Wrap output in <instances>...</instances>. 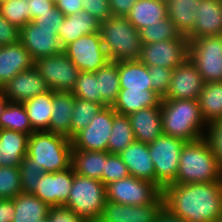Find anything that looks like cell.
<instances>
[{
    "mask_svg": "<svg viewBox=\"0 0 222 222\" xmlns=\"http://www.w3.org/2000/svg\"><path fill=\"white\" fill-rule=\"evenodd\" d=\"M162 194L164 210L185 222H216L222 215V180L169 184Z\"/></svg>",
    "mask_w": 222,
    "mask_h": 222,
    "instance_id": "cell-1",
    "label": "cell"
},
{
    "mask_svg": "<svg viewBox=\"0 0 222 222\" xmlns=\"http://www.w3.org/2000/svg\"><path fill=\"white\" fill-rule=\"evenodd\" d=\"M163 133L184 140L195 141L205 136L206 122L198 99H161Z\"/></svg>",
    "mask_w": 222,
    "mask_h": 222,
    "instance_id": "cell-2",
    "label": "cell"
},
{
    "mask_svg": "<svg viewBox=\"0 0 222 222\" xmlns=\"http://www.w3.org/2000/svg\"><path fill=\"white\" fill-rule=\"evenodd\" d=\"M220 180H222V167L205 138L185 142L174 184L217 182Z\"/></svg>",
    "mask_w": 222,
    "mask_h": 222,
    "instance_id": "cell-3",
    "label": "cell"
},
{
    "mask_svg": "<svg viewBox=\"0 0 222 222\" xmlns=\"http://www.w3.org/2000/svg\"><path fill=\"white\" fill-rule=\"evenodd\" d=\"M72 143L66 136L50 131H34L28 138L27 157L45 173L71 167Z\"/></svg>",
    "mask_w": 222,
    "mask_h": 222,
    "instance_id": "cell-4",
    "label": "cell"
},
{
    "mask_svg": "<svg viewBox=\"0 0 222 222\" xmlns=\"http://www.w3.org/2000/svg\"><path fill=\"white\" fill-rule=\"evenodd\" d=\"M99 34L110 61L138 59L142 46L140 33L127 17L111 16L102 21Z\"/></svg>",
    "mask_w": 222,
    "mask_h": 222,
    "instance_id": "cell-5",
    "label": "cell"
},
{
    "mask_svg": "<svg viewBox=\"0 0 222 222\" xmlns=\"http://www.w3.org/2000/svg\"><path fill=\"white\" fill-rule=\"evenodd\" d=\"M106 186L102 181L75 173L65 207L87 222H98L106 203Z\"/></svg>",
    "mask_w": 222,
    "mask_h": 222,
    "instance_id": "cell-6",
    "label": "cell"
},
{
    "mask_svg": "<svg viewBox=\"0 0 222 222\" xmlns=\"http://www.w3.org/2000/svg\"><path fill=\"white\" fill-rule=\"evenodd\" d=\"M185 141L169 135H161L148 144L155 169V184L162 190L176 182L180 155Z\"/></svg>",
    "mask_w": 222,
    "mask_h": 222,
    "instance_id": "cell-7",
    "label": "cell"
},
{
    "mask_svg": "<svg viewBox=\"0 0 222 222\" xmlns=\"http://www.w3.org/2000/svg\"><path fill=\"white\" fill-rule=\"evenodd\" d=\"M188 40V58L205 83L222 81V35Z\"/></svg>",
    "mask_w": 222,
    "mask_h": 222,
    "instance_id": "cell-8",
    "label": "cell"
},
{
    "mask_svg": "<svg viewBox=\"0 0 222 222\" xmlns=\"http://www.w3.org/2000/svg\"><path fill=\"white\" fill-rule=\"evenodd\" d=\"M161 194L162 190L155 183L132 175L106 185V200L125 205H148Z\"/></svg>",
    "mask_w": 222,
    "mask_h": 222,
    "instance_id": "cell-9",
    "label": "cell"
},
{
    "mask_svg": "<svg viewBox=\"0 0 222 222\" xmlns=\"http://www.w3.org/2000/svg\"><path fill=\"white\" fill-rule=\"evenodd\" d=\"M34 66L52 91L71 92L80 73L64 52L37 58Z\"/></svg>",
    "mask_w": 222,
    "mask_h": 222,
    "instance_id": "cell-10",
    "label": "cell"
},
{
    "mask_svg": "<svg viewBox=\"0 0 222 222\" xmlns=\"http://www.w3.org/2000/svg\"><path fill=\"white\" fill-rule=\"evenodd\" d=\"M189 57V40L182 35L176 40L142 44L138 60L149 66L175 69Z\"/></svg>",
    "mask_w": 222,
    "mask_h": 222,
    "instance_id": "cell-11",
    "label": "cell"
},
{
    "mask_svg": "<svg viewBox=\"0 0 222 222\" xmlns=\"http://www.w3.org/2000/svg\"><path fill=\"white\" fill-rule=\"evenodd\" d=\"M64 53L84 72H96L110 61L99 32L79 37L64 47Z\"/></svg>",
    "mask_w": 222,
    "mask_h": 222,
    "instance_id": "cell-12",
    "label": "cell"
},
{
    "mask_svg": "<svg viewBox=\"0 0 222 222\" xmlns=\"http://www.w3.org/2000/svg\"><path fill=\"white\" fill-rule=\"evenodd\" d=\"M115 114L116 112L112 106L103 107L89 125L71 139L72 148L88 151H107Z\"/></svg>",
    "mask_w": 222,
    "mask_h": 222,
    "instance_id": "cell-13",
    "label": "cell"
},
{
    "mask_svg": "<svg viewBox=\"0 0 222 222\" xmlns=\"http://www.w3.org/2000/svg\"><path fill=\"white\" fill-rule=\"evenodd\" d=\"M57 35V30L41 28L30 21L20 29L19 42L35 61L37 58L64 52V47Z\"/></svg>",
    "mask_w": 222,
    "mask_h": 222,
    "instance_id": "cell-14",
    "label": "cell"
},
{
    "mask_svg": "<svg viewBox=\"0 0 222 222\" xmlns=\"http://www.w3.org/2000/svg\"><path fill=\"white\" fill-rule=\"evenodd\" d=\"M163 210V194L154 202L142 206L106 201L102 216L98 222H156Z\"/></svg>",
    "mask_w": 222,
    "mask_h": 222,
    "instance_id": "cell-15",
    "label": "cell"
},
{
    "mask_svg": "<svg viewBox=\"0 0 222 222\" xmlns=\"http://www.w3.org/2000/svg\"><path fill=\"white\" fill-rule=\"evenodd\" d=\"M204 85L205 81L188 58L173 70L168 91L163 99L196 100Z\"/></svg>",
    "mask_w": 222,
    "mask_h": 222,
    "instance_id": "cell-16",
    "label": "cell"
},
{
    "mask_svg": "<svg viewBox=\"0 0 222 222\" xmlns=\"http://www.w3.org/2000/svg\"><path fill=\"white\" fill-rule=\"evenodd\" d=\"M74 169L70 168L55 172L44 173L33 194L49 207L64 206L67 203L70 189L74 180Z\"/></svg>",
    "mask_w": 222,
    "mask_h": 222,
    "instance_id": "cell-17",
    "label": "cell"
},
{
    "mask_svg": "<svg viewBox=\"0 0 222 222\" xmlns=\"http://www.w3.org/2000/svg\"><path fill=\"white\" fill-rule=\"evenodd\" d=\"M49 90L35 66L16 74L0 89L2 94L12 103H24Z\"/></svg>",
    "mask_w": 222,
    "mask_h": 222,
    "instance_id": "cell-18",
    "label": "cell"
},
{
    "mask_svg": "<svg viewBox=\"0 0 222 222\" xmlns=\"http://www.w3.org/2000/svg\"><path fill=\"white\" fill-rule=\"evenodd\" d=\"M222 35V0H201L196 14L195 25L186 36L197 39Z\"/></svg>",
    "mask_w": 222,
    "mask_h": 222,
    "instance_id": "cell-19",
    "label": "cell"
},
{
    "mask_svg": "<svg viewBox=\"0 0 222 222\" xmlns=\"http://www.w3.org/2000/svg\"><path fill=\"white\" fill-rule=\"evenodd\" d=\"M33 66L34 60L20 42L0 46V89L16 74Z\"/></svg>",
    "mask_w": 222,
    "mask_h": 222,
    "instance_id": "cell-20",
    "label": "cell"
},
{
    "mask_svg": "<svg viewBox=\"0 0 222 222\" xmlns=\"http://www.w3.org/2000/svg\"><path fill=\"white\" fill-rule=\"evenodd\" d=\"M129 116L135 141L149 144L163 135L161 105L140 109Z\"/></svg>",
    "mask_w": 222,
    "mask_h": 222,
    "instance_id": "cell-21",
    "label": "cell"
},
{
    "mask_svg": "<svg viewBox=\"0 0 222 222\" xmlns=\"http://www.w3.org/2000/svg\"><path fill=\"white\" fill-rule=\"evenodd\" d=\"M118 154L126 164L130 175L155 183V169L148 144L134 141Z\"/></svg>",
    "mask_w": 222,
    "mask_h": 222,
    "instance_id": "cell-22",
    "label": "cell"
},
{
    "mask_svg": "<svg viewBox=\"0 0 222 222\" xmlns=\"http://www.w3.org/2000/svg\"><path fill=\"white\" fill-rule=\"evenodd\" d=\"M72 92L53 91V107L48 131L71 140V120L74 109Z\"/></svg>",
    "mask_w": 222,
    "mask_h": 222,
    "instance_id": "cell-23",
    "label": "cell"
},
{
    "mask_svg": "<svg viewBox=\"0 0 222 222\" xmlns=\"http://www.w3.org/2000/svg\"><path fill=\"white\" fill-rule=\"evenodd\" d=\"M29 135L7 129L0 133V166H19L27 155Z\"/></svg>",
    "mask_w": 222,
    "mask_h": 222,
    "instance_id": "cell-24",
    "label": "cell"
},
{
    "mask_svg": "<svg viewBox=\"0 0 222 222\" xmlns=\"http://www.w3.org/2000/svg\"><path fill=\"white\" fill-rule=\"evenodd\" d=\"M161 99L153 90L120 89L112 107L116 113L128 116L140 109L158 106Z\"/></svg>",
    "mask_w": 222,
    "mask_h": 222,
    "instance_id": "cell-25",
    "label": "cell"
},
{
    "mask_svg": "<svg viewBox=\"0 0 222 222\" xmlns=\"http://www.w3.org/2000/svg\"><path fill=\"white\" fill-rule=\"evenodd\" d=\"M126 17L128 21L140 31L149 25H153L167 18L166 1L137 0Z\"/></svg>",
    "mask_w": 222,
    "mask_h": 222,
    "instance_id": "cell-26",
    "label": "cell"
},
{
    "mask_svg": "<svg viewBox=\"0 0 222 222\" xmlns=\"http://www.w3.org/2000/svg\"><path fill=\"white\" fill-rule=\"evenodd\" d=\"M120 89L153 90L148 67L137 60L118 61Z\"/></svg>",
    "mask_w": 222,
    "mask_h": 222,
    "instance_id": "cell-27",
    "label": "cell"
},
{
    "mask_svg": "<svg viewBox=\"0 0 222 222\" xmlns=\"http://www.w3.org/2000/svg\"><path fill=\"white\" fill-rule=\"evenodd\" d=\"M71 166L76 174L103 182L105 151L72 149Z\"/></svg>",
    "mask_w": 222,
    "mask_h": 222,
    "instance_id": "cell-28",
    "label": "cell"
},
{
    "mask_svg": "<svg viewBox=\"0 0 222 222\" xmlns=\"http://www.w3.org/2000/svg\"><path fill=\"white\" fill-rule=\"evenodd\" d=\"M34 131H48L53 107V91L39 94L23 103Z\"/></svg>",
    "mask_w": 222,
    "mask_h": 222,
    "instance_id": "cell-29",
    "label": "cell"
},
{
    "mask_svg": "<svg viewBox=\"0 0 222 222\" xmlns=\"http://www.w3.org/2000/svg\"><path fill=\"white\" fill-rule=\"evenodd\" d=\"M201 0H166L167 17L181 35L187 36L195 25L198 5Z\"/></svg>",
    "mask_w": 222,
    "mask_h": 222,
    "instance_id": "cell-30",
    "label": "cell"
},
{
    "mask_svg": "<svg viewBox=\"0 0 222 222\" xmlns=\"http://www.w3.org/2000/svg\"><path fill=\"white\" fill-rule=\"evenodd\" d=\"M14 200L12 222H40L47 218L50 207L33 194L19 193Z\"/></svg>",
    "mask_w": 222,
    "mask_h": 222,
    "instance_id": "cell-31",
    "label": "cell"
},
{
    "mask_svg": "<svg viewBox=\"0 0 222 222\" xmlns=\"http://www.w3.org/2000/svg\"><path fill=\"white\" fill-rule=\"evenodd\" d=\"M95 75L98 79L100 104L104 107L113 106L120 91L118 61H108Z\"/></svg>",
    "mask_w": 222,
    "mask_h": 222,
    "instance_id": "cell-32",
    "label": "cell"
},
{
    "mask_svg": "<svg viewBox=\"0 0 222 222\" xmlns=\"http://www.w3.org/2000/svg\"><path fill=\"white\" fill-rule=\"evenodd\" d=\"M198 101L206 124L222 120V81L205 83Z\"/></svg>",
    "mask_w": 222,
    "mask_h": 222,
    "instance_id": "cell-33",
    "label": "cell"
},
{
    "mask_svg": "<svg viewBox=\"0 0 222 222\" xmlns=\"http://www.w3.org/2000/svg\"><path fill=\"white\" fill-rule=\"evenodd\" d=\"M135 141L129 116L116 113L112 132L108 139L107 151L118 154Z\"/></svg>",
    "mask_w": 222,
    "mask_h": 222,
    "instance_id": "cell-34",
    "label": "cell"
},
{
    "mask_svg": "<svg viewBox=\"0 0 222 222\" xmlns=\"http://www.w3.org/2000/svg\"><path fill=\"white\" fill-rule=\"evenodd\" d=\"M0 128L31 135L34 130L23 103L8 102L0 115Z\"/></svg>",
    "mask_w": 222,
    "mask_h": 222,
    "instance_id": "cell-35",
    "label": "cell"
},
{
    "mask_svg": "<svg viewBox=\"0 0 222 222\" xmlns=\"http://www.w3.org/2000/svg\"><path fill=\"white\" fill-rule=\"evenodd\" d=\"M139 33L142 44L176 40L182 36L174 22L168 17L141 29Z\"/></svg>",
    "mask_w": 222,
    "mask_h": 222,
    "instance_id": "cell-36",
    "label": "cell"
},
{
    "mask_svg": "<svg viewBox=\"0 0 222 222\" xmlns=\"http://www.w3.org/2000/svg\"><path fill=\"white\" fill-rule=\"evenodd\" d=\"M104 106L100 103L85 101L79 98L74 99V109L71 120V139L81 130L89 125L95 115Z\"/></svg>",
    "mask_w": 222,
    "mask_h": 222,
    "instance_id": "cell-37",
    "label": "cell"
},
{
    "mask_svg": "<svg viewBox=\"0 0 222 222\" xmlns=\"http://www.w3.org/2000/svg\"><path fill=\"white\" fill-rule=\"evenodd\" d=\"M0 13L8 22L19 29L31 21L28 0H10L0 4Z\"/></svg>",
    "mask_w": 222,
    "mask_h": 222,
    "instance_id": "cell-38",
    "label": "cell"
},
{
    "mask_svg": "<svg viewBox=\"0 0 222 222\" xmlns=\"http://www.w3.org/2000/svg\"><path fill=\"white\" fill-rule=\"evenodd\" d=\"M71 92L75 98L100 103L98 79L95 72L80 71L75 87Z\"/></svg>",
    "mask_w": 222,
    "mask_h": 222,
    "instance_id": "cell-39",
    "label": "cell"
},
{
    "mask_svg": "<svg viewBox=\"0 0 222 222\" xmlns=\"http://www.w3.org/2000/svg\"><path fill=\"white\" fill-rule=\"evenodd\" d=\"M22 193L19 166H0V199H13Z\"/></svg>",
    "mask_w": 222,
    "mask_h": 222,
    "instance_id": "cell-40",
    "label": "cell"
},
{
    "mask_svg": "<svg viewBox=\"0 0 222 222\" xmlns=\"http://www.w3.org/2000/svg\"><path fill=\"white\" fill-rule=\"evenodd\" d=\"M19 169L22 192L34 194L36 192V186H38V181L45 173L43 167L35 165V162H32L27 156H25L19 165Z\"/></svg>",
    "mask_w": 222,
    "mask_h": 222,
    "instance_id": "cell-41",
    "label": "cell"
},
{
    "mask_svg": "<svg viewBox=\"0 0 222 222\" xmlns=\"http://www.w3.org/2000/svg\"><path fill=\"white\" fill-rule=\"evenodd\" d=\"M129 175L127 166L119 154L105 151V170L103 171L104 185L106 186L111 182L128 177Z\"/></svg>",
    "mask_w": 222,
    "mask_h": 222,
    "instance_id": "cell-42",
    "label": "cell"
},
{
    "mask_svg": "<svg viewBox=\"0 0 222 222\" xmlns=\"http://www.w3.org/2000/svg\"><path fill=\"white\" fill-rule=\"evenodd\" d=\"M148 69L153 91L164 98L169 88L173 69L161 66H149Z\"/></svg>",
    "mask_w": 222,
    "mask_h": 222,
    "instance_id": "cell-43",
    "label": "cell"
},
{
    "mask_svg": "<svg viewBox=\"0 0 222 222\" xmlns=\"http://www.w3.org/2000/svg\"><path fill=\"white\" fill-rule=\"evenodd\" d=\"M204 138L211 146L216 160L222 167V120L207 123Z\"/></svg>",
    "mask_w": 222,
    "mask_h": 222,
    "instance_id": "cell-44",
    "label": "cell"
},
{
    "mask_svg": "<svg viewBox=\"0 0 222 222\" xmlns=\"http://www.w3.org/2000/svg\"><path fill=\"white\" fill-rule=\"evenodd\" d=\"M82 10L87 11L100 23L112 16L108 0H81Z\"/></svg>",
    "mask_w": 222,
    "mask_h": 222,
    "instance_id": "cell-45",
    "label": "cell"
},
{
    "mask_svg": "<svg viewBox=\"0 0 222 222\" xmlns=\"http://www.w3.org/2000/svg\"><path fill=\"white\" fill-rule=\"evenodd\" d=\"M64 19L65 15L54 5L51 9H49V12L40 14V16L32 22L38 27L58 31Z\"/></svg>",
    "mask_w": 222,
    "mask_h": 222,
    "instance_id": "cell-46",
    "label": "cell"
},
{
    "mask_svg": "<svg viewBox=\"0 0 222 222\" xmlns=\"http://www.w3.org/2000/svg\"><path fill=\"white\" fill-rule=\"evenodd\" d=\"M57 36L63 47L75 41L79 37L84 36L77 35L76 13L65 16L63 23L60 25Z\"/></svg>",
    "mask_w": 222,
    "mask_h": 222,
    "instance_id": "cell-47",
    "label": "cell"
},
{
    "mask_svg": "<svg viewBox=\"0 0 222 222\" xmlns=\"http://www.w3.org/2000/svg\"><path fill=\"white\" fill-rule=\"evenodd\" d=\"M77 35H89L99 32L100 22L85 10L76 12Z\"/></svg>",
    "mask_w": 222,
    "mask_h": 222,
    "instance_id": "cell-48",
    "label": "cell"
},
{
    "mask_svg": "<svg viewBox=\"0 0 222 222\" xmlns=\"http://www.w3.org/2000/svg\"><path fill=\"white\" fill-rule=\"evenodd\" d=\"M47 219L49 222H87L82 216L65 206L50 207Z\"/></svg>",
    "mask_w": 222,
    "mask_h": 222,
    "instance_id": "cell-49",
    "label": "cell"
},
{
    "mask_svg": "<svg viewBox=\"0 0 222 222\" xmlns=\"http://www.w3.org/2000/svg\"><path fill=\"white\" fill-rule=\"evenodd\" d=\"M20 29L8 22L0 13V46L19 42Z\"/></svg>",
    "mask_w": 222,
    "mask_h": 222,
    "instance_id": "cell-50",
    "label": "cell"
},
{
    "mask_svg": "<svg viewBox=\"0 0 222 222\" xmlns=\"http://www.w3.org/2000/svg\"><path fill=\"white\" fill-rule=\"evenodd\" d=\"M55 5L53 0H28V7L31 11V21L40 16V14H44L45 12H49Z\"/></svg>",
    "mask_w": 222,
    "mask_h": 222,
    "instance_id": "cell-51",
    "label": "cell"
},
{
    "mask_svg": "<svg viewBox=\"0 0 222 222\" xmlns=\"http://www.w3.org/2000/svg\"><path fill=\"white\" fill-rule=\"evenodd\" d=\"M112 16L126 17L137 0H108Z\"/></svg>",
    "mask_w": 222,
    "mask_h": 222,
    "instance_id": "cell-52",
    "label": "cell"
},
{
    "mask_svg": "<svg viewBox=\"0 0 222 222\" xmlns=\"http://www.w3.org/2000/svg\"><path fill=\"white\" fill-rule=\"evenodd\" d=\"M55 6L65 15L80 12L82 10L81 0H56Z\"/></svg>",
    "mask_w": 222,
    "mask_h": 222,
    "instance_id": "cell-53",
    "label": "cell"
},
{
    "mask_svg": "<svg viewBox=\"0 0 222 222\" xmlns=\"http://www.w3.org/2000/svg\"><path fill=\"white\" fill-rule=\"evenodd\" d=\"M15 214L13 199H0V222H12Z\"/></svg>",
    "mask_w": 222,
    "mask_h": 222,
    "instance_id": "cell-54",
    "label": "cell"
},
{
    "mask_svg": "<svg viewBox=\"0 0 222 222\" xmlns=\"http://www.w3.org/2000/svg\"><path fill=\"white\" fill-rule=\"evenodd\" d=\"M156 222H185L179 218L171 216L166 210L159 215Z\"/></svg>",
    "mask_w": 222,
    "mask_h": 222,
    "instance_id": "cell-55",
    "label": "cell"
},
{
    "mask_svg": "<svg viewBox=\"0 0 222 222\" xmlns=\"http://www.w3.org/2000/svg\"><path fill=\"white\" fill-rule=\"evenodd\" d=\"M8 102L9 100L0 91V115L3 113V110L5 109Z\"/></svg>",
    "mask_w": 222,
    "mask_h": 222,
    "instance_id": "cell-56",
    "label": "cell"
},
{
    "mask_svg": "<svg viewBox=\"0 0 222 222\" xmlns=\"http://www.w3.org/2000/svg\"><path fill=\"white\" fill-rule=\"evenodd\" d=\"M8 1H10V0H0V4H3V3L8 2Z\"/></svg>",
    "mask_w": 222,
    "mask_h": 222,
    "instance_id": "cell-57",
    "label": "cell"
},
{
    "mask_svg": "<svg viewBox=\"0 0 222 222\" xmlns=\"http://www.w3.org/2000/svg\"><path fill=\"white\" fill-rule=\"evenodd\" d=\"M216 222H222V215Z\"/></svg>",
    "mask_w": 222,
    "mask_h": 222,
    "instance_id": "cell-58",
    "label": "cell"
},
{
    "mask_svg": "<svg viewBox=\"0 0 222 222\" xmlns=\"http://www.w3.org/2000/svg\"><path fill=\"white\" fill-rule=\"evenodd\" d=\"M40 222H49V221H48V219L46 218V219H44L43 221H40Z\"/></svg>",
    "mask_w": 222,
    "mask_h": 222,
    "instance_id": "cell-59",
    "label": "cell"
}]
</instances>
